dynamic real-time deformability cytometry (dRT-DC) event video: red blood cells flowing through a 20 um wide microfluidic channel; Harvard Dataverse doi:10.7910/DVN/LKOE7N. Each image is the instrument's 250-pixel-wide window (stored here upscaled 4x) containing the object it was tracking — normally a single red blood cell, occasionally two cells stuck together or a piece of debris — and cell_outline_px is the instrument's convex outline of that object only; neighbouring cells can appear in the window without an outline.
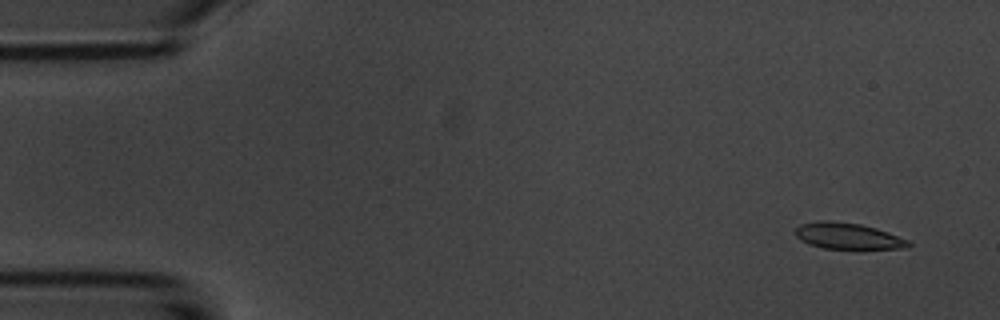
{"species": "common noctule bat (a hibernating species)", "species_latin": "Nyctalus noctula", "temperature_condition": "room temperature", "stored_images_in_passage": 52, "camera_frame_rate_fps": 3000, "um_per_image_px": 0.085, "animal": {"sex": "male", "body_mass_g": 20.1, "forearm_length_mm": 53.5}, "frame": {"image": 1, "passage_image": 1, "time_ms": 0.0, "image_size_px": [1000, 320], "cell_outline_px": [[912, 244], [908, 248], [860, 252], [824, 248], [800, 240], [796, 236], [796, 228], [800, 224], [816, 220], [828, 220], [860, 224], [876, 228], [888, 232], [908, 240]], "centroid_in_image_um": [72.15, 20.12], "position_along_channel_um": 12.8, "area_um2": 18.26}}
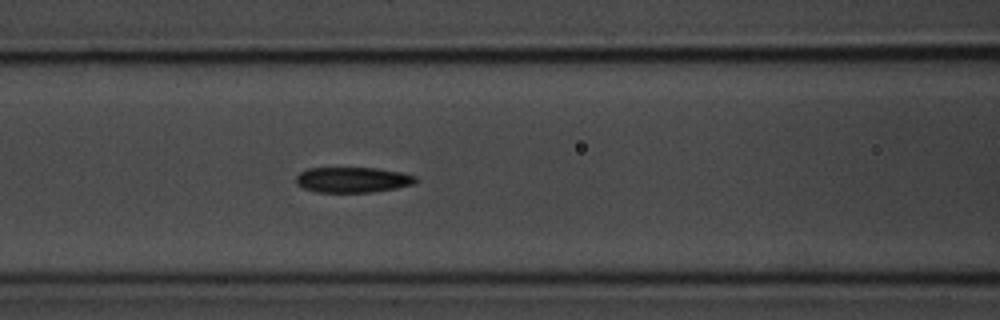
{"frame": {"image": 2, "passage_image": 20, "time_ms": 6.333, "image_size_px": [1000, 320], "cell_outline_px": [[420, 180], [412, 184], [396, 188], [372, 192], [316, 192], [304, 188], [296, 184], [296, 176], [300, 172], [308, 168], [376, 168], [400, 172], [416, 176]], "centroid_in_image_um": [29.97, 15.28], "position_along_channel_um": 136.6, "area_um2": 17.74}}
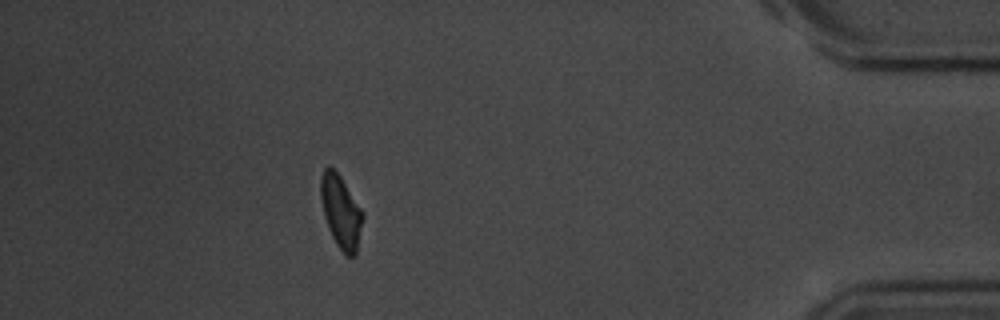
{"frame": {"image": 3, "passage_image": 46, "time_ms": 15.0, "image_size_px": [1000, 320], "cell_outline_px": [[364, 216], [356, 256], [344, 256], [336, 244], [328, 228], [324, 216], [320, 196], [320, 176], [324, 168], [328, 164], [340, 176], [360, 208]], "centroid_in_image_um": [28.96, 18.02], "position_along_channel_um": 406.2, "area_um2": 17.92}, "authors_computed_cell_mechanics": {"area_um2": 17.9758, "velocity_mm_per_s": 3.6974, "shape_relaxation_time_tau1_ms": 4.3344, "shape_relaxation_time_tau2_ms": 3.4292, "deformation_change_tau1": 0.1501, "deformation_change_tau2": 0.0847}}